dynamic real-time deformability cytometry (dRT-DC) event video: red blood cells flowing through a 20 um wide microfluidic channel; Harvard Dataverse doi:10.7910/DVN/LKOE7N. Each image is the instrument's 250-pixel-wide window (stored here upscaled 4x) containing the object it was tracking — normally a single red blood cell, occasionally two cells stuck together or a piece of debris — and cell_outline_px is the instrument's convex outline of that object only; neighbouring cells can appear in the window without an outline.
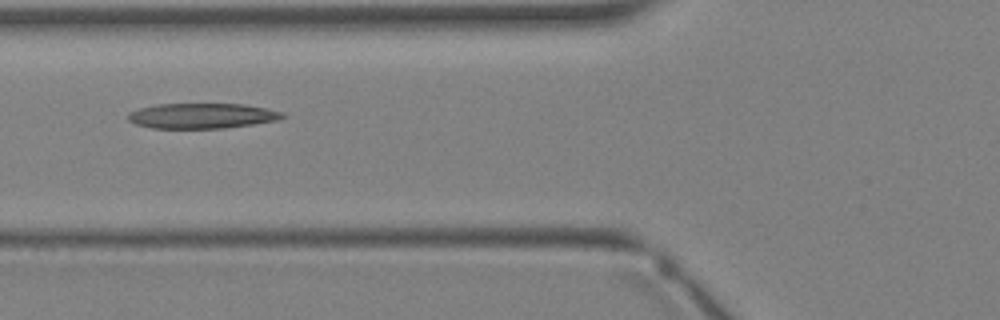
{"species": "Egyptian fruit bat (a non-hibernating species)", "species_latin": "Rousettus aegyptiacus", "temperature_condition": "warm", "stored_images_in_passage": 3, "camera_frame_rate_fps": 3000, "um_per_image_px": 0.085, "animal": {"sex": "female"}, "frame": {"image": 1, "passage_image": 3, "time_ms": 2.667, "image_size_px": [1000, 320], "cell_outline_px": [[288, 116], [280, 120], [224, 128], [152, 128], [136, 124], [128, 120], [128, 112], [140, 108], [156, 104], [244, 104], [268, 108], [284, 112]], "centroid_in_image_um": [17.22, 9.84], "position_along_channel_um": 108.6, "area_um2": 22.89}}